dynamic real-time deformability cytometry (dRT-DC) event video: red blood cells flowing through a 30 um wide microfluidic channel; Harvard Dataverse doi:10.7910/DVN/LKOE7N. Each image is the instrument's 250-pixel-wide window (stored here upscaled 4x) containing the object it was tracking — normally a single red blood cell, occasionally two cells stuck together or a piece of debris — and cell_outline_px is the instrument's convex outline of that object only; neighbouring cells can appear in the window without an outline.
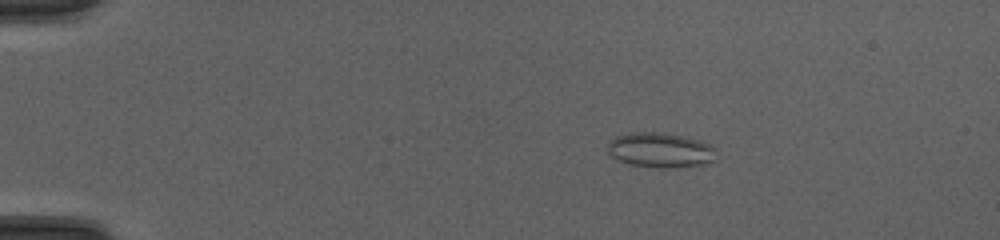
{"species": "common noctule bat (a hibernating species)", "species_latin": "Nyctalus noctula", "temperature_condition": "cold", "stored_images_in_passage": 49, "camera_frame_rate_fps": 3000, "um_per_image_px": 0.085, "animal": {"sex": "female", "body_mass_g": 20.0, "forearm_length_mm": 54.0}, "frame": {"image": 1, "passage_image": 9, "time_ms": 2.667, "image_size_px": [1000, 240], "cell_outline_px": [[716, 160], [704, 164], [676, 168], [656, 168], [628, 164], [612, 156], [608, 152], [608, 144], [616, 136], [628, 132], [664, 132], [712, 144], [716, 148]], "centroid_in_image_um": [56.16, 12.77], "position_along_channel_um": 28.8, "area_um2": 22.31}}
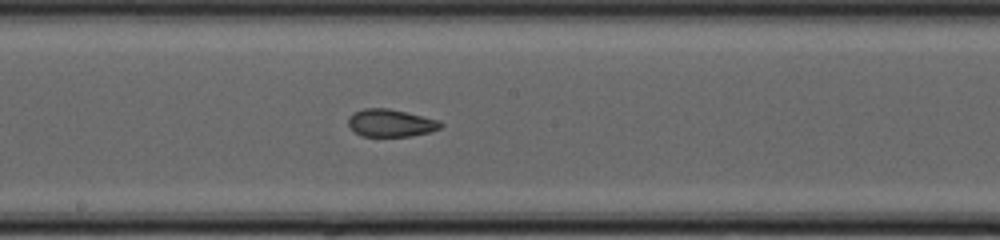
{"frame": {"image": 2, "passage_image": 28, "time_ms": 9.0, "image_size_px": [1000, 240], "cell_outline_px": [[444, 124], [440, 128], [428, 132], [412, 136], [360, 136], [348, 124], [348, 116], [352, 112], [364, 108], [388, 108], [440, 120]], "centroid_in_image_um": [33.2, 10.44], "position_along_channel_um": 215.0, "area_um2": 14.85}}
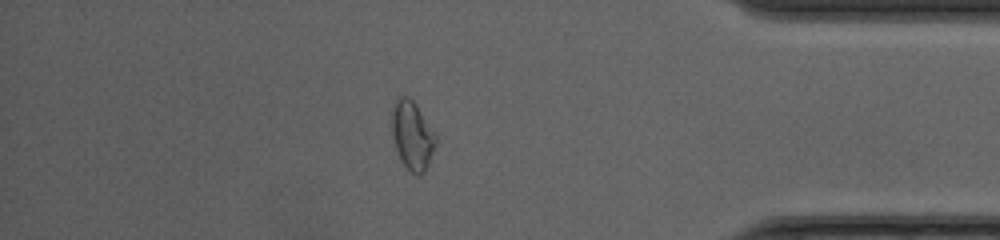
{"frame": {"image": 3, "passage_image": 43, "time_ms": 14.0, "image_size_px": [1000, 240], "cell_outline_px": [[436, 144], [428, 164], [424, 172], [420, 176], [412, 172], [400, 160], [396, 148], [392, 132], [392, 108], [396, 100], [400, 96], [408, 96], [416, 104], [436, 136]], "centroid_in_image_um": [35.04, 11.5], "position_along_channel_um": 400.2, "area_um2": 17.22}, "authors_computed_cell_mechanics": {"area_um2": 17.34, "velocity_mm_per_s": 4.2409, "shape_relaxation_time_tau1_ms": null, "shape_relaxation_time_tau2_ms": 1.2367, "deformation_change_tau1": null, "deformation_change_tau2": 0.074}}